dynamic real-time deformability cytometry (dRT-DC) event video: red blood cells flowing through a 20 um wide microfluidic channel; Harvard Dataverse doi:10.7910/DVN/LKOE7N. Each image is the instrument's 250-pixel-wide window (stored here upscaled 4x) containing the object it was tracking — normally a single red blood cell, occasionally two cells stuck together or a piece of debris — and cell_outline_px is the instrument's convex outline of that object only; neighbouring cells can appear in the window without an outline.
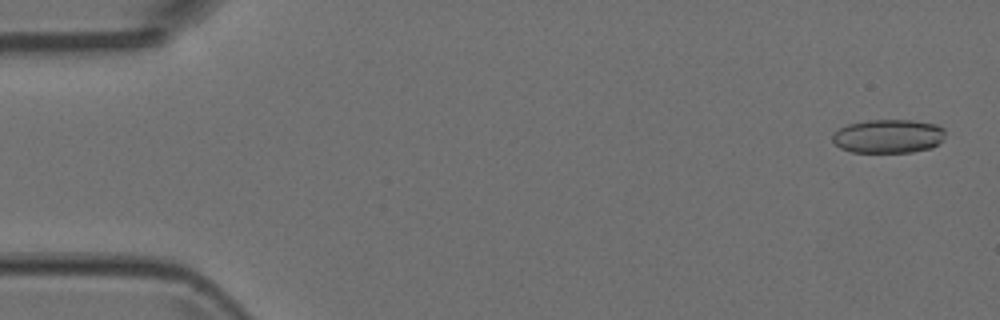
{"species": "Egyptian fruit bat (a non-hibernating species)", "species_latin": "Rousettus aegyptiacus", "temperature_condition": "room temperature", "stored_images_in_passage": 4, "camera_frame_rate_fps": 3000, "um_per_image_px": 0.085, "animal": {"sex": "female"}, "frame": {"image": 1, "passage_image": 1, "time_ms": 0.0, "image_size_px": [1000, 320], "cell_outline_px": [[944, 140], [932, 148], [912, 152], [852, 152], [840, 148], [832, 140], [832, 136], [840, 128], [848, 124], [868, 120], [912, 120], [936, 124], [944, 128]], "centroid_in_image_um": [75.54, 11.58], "position_along_channel_um": 9.5, "area_um2": 22.25}}